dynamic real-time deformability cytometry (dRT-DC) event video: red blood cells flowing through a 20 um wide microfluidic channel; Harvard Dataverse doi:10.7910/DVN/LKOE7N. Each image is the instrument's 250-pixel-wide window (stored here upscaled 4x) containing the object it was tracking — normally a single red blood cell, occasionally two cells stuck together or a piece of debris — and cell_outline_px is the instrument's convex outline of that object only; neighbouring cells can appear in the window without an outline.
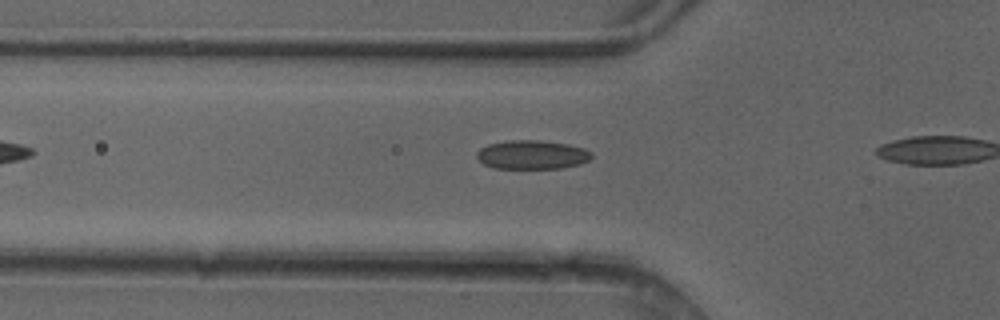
{"species": "common noctule bat (a hibernating species)", "species_latin": "Nyctalus noctula", "temperature_condition": "cold", "stored_images_in_passage": 4, "segment_of_instrument_passage": [1, 2], "camera_frame_rate_fps": 3000, "um_per_image_px": 0.085, "animal": {"sex": "female"}, "frame": {"image": 1, "passage_image": 3, "time_ms": 0.667, "image_size_px": [1000, 320], "cell_outline_px": [[592, 156], [588, 160], [580, 164], [560, 168], [492, 168], [484, 164], [476, 156], [476, 152], [480, 148], [488, 144], [508, 140], [540, 140], [568, 144], [584, 148], [592, 152]], "centroid_in_image_um": [45.21, 13.14], "position_along_channel_um": 80.6, "area_um2": 19.36}}